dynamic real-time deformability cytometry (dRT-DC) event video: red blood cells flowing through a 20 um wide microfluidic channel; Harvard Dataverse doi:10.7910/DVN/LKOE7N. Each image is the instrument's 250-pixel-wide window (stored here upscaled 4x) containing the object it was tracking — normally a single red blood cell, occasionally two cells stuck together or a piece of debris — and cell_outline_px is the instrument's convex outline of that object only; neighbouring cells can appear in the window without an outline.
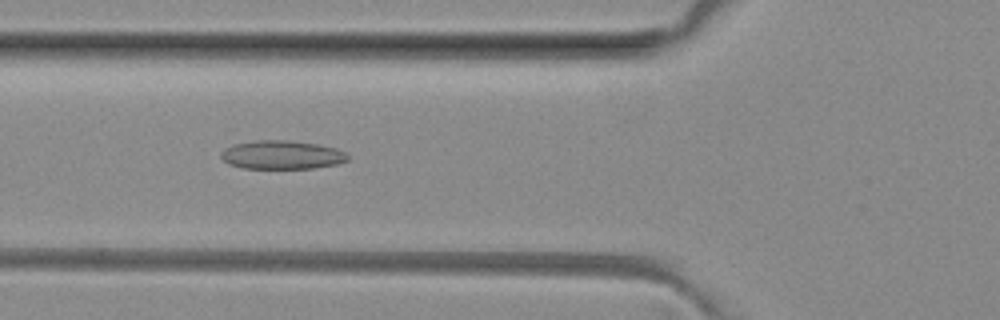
{"species": "common noctule bat (a hibernating species)", "species_latin": "Nyctalus noctula", "temperature_condition": "room temperature", "stored_images_in_passage": 6, "camera_frame_rate_fps": 3000, "um_per_image_px": 0.085, "animal": {"sex": "female", "body_mass_g": 29.2, "forearm_length_mm": 56.3}, "frame": {"image": 1, "passage_image": 6, "time_ms": 5.667, "image_size_px": [1000, 320], "cell_outline_px": [[348, 160], [336, 164], [312, 168], [240, 168], [228, 164], [220, 156], [220, 152], [224, 148], [232, 144], [256, 140], [288, 140], [316, 144], [336, 148], [344, 152], [348, 156]], "centroid_in_image_um": [23.9, 13.16], "position_along_channel_um": 101.9, "area_um2": 21.15}}